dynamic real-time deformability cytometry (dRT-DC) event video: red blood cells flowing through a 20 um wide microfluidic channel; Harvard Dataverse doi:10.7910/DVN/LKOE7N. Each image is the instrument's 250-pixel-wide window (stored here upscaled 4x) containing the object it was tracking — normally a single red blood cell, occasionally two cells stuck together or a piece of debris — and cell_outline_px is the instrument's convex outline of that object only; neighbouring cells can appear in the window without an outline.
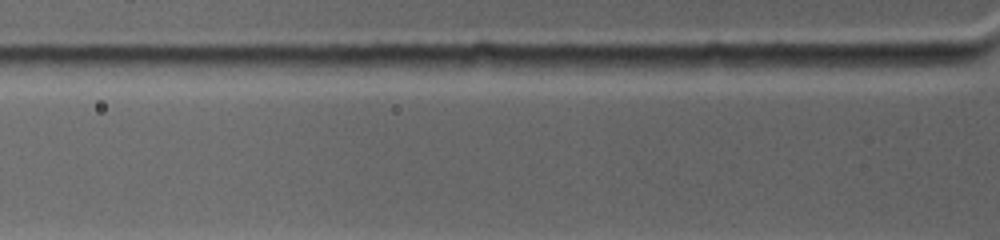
{"species": "common noctule bat (a hibernating species)", "species_latin": "Nyctalus noctula", "temperature_condition": "warm", "stored_images_in_passage": 2, "camera_frame_rate_fps": 4500, "um_per_image_px": 0.085, "animal": {"sex": "female", "body_mass_g": 19.0, "forearm_length_mm": 53.3}, "frame": {"image": 1, "passage_image": 2, "time_ms": 0.444, "image_size_px": [1000, 240], "cell_outline_px": [[876, 64], [832, 72], [800, 72], [764, 64], [764, 56], [860, 56]], "centroid_in_image_um": [69.45, 5.36], "position_along_channel_um": 56.4, "area_um2": 10.17}}